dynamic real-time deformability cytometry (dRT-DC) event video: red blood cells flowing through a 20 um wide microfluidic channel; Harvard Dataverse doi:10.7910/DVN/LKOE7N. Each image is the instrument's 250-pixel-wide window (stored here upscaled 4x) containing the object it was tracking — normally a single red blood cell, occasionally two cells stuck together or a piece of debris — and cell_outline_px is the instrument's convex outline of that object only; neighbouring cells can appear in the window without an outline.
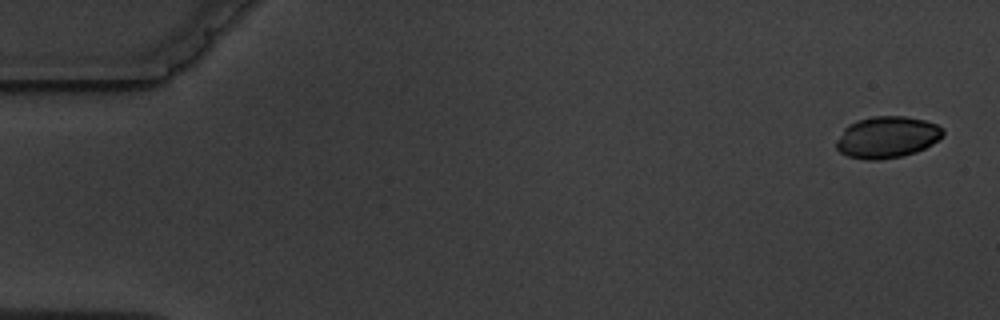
{"species": "common noctule bat (a hibernating species)", "species_latin": "Nyctalus noctula", "temperature_condition": "warm", "stored_images_in_passage": 3, "camera_frame_rate_fps": 3000, "um_per_image_px": 0.085, "animal": {"sex": "male", "body_mass_g": 19.5, "forearm_length_mm": 54.6}, "frame": {"image": 1, "passage_image": 1, "time_ms": 0.0, "image_size_px": [1000, 320], "cell_outline_px": [[944, 136], [932, 144], [916, 152], [900, 156], [880, 160], [864, 160], [848, 156], [840, 152], [836, 148], [836, 140], [844, 128], [848, 124], [856, 120], [872, 116], [904, 116], [924, 120], [936, 124], [944, 128]], "centroid_in_image_um": [75.39, 11.66], "position_along_channel_um": 9.6, "area_um2": 26.07}}